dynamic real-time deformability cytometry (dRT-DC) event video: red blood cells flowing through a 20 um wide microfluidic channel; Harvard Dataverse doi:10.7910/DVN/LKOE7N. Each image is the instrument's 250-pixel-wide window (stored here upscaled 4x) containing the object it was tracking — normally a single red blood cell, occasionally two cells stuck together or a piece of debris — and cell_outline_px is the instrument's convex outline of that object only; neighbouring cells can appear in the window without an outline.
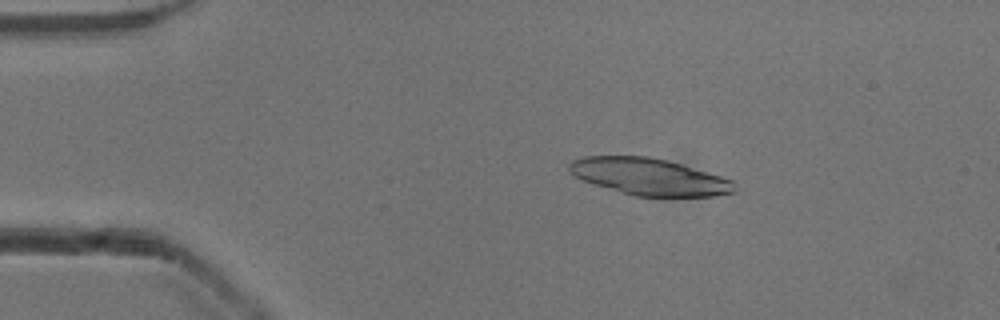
{"species": "common noctule bat (a hibernating species)", "species_latin": "Nyctalus noctula", "temperature_condition": "cold", "stored_images_in_passage": 40, "camera_frame_rate_fps": 3000, "um_per_image_px": 0.085, "animal": {"sex": "male", "body_mass_g": 13.3}, "frame": {"image": 1, "passage_image": 7, "time_ms": 2.0, "image_size_px": [1000, 320], "cell_outline_px": [[736, 192], [716, 196], [632, 196], [584, 180], [576, 176], [568, 168], [568, 164], [572, 160], [584, 156], [648, 156], [668, 160], [720, 176], [732, 180], [736, 188]], "centroid_in_image_um": [55.2, 15.02], "position_along_channel_um": 29.8, "area_um2": 35.2}}